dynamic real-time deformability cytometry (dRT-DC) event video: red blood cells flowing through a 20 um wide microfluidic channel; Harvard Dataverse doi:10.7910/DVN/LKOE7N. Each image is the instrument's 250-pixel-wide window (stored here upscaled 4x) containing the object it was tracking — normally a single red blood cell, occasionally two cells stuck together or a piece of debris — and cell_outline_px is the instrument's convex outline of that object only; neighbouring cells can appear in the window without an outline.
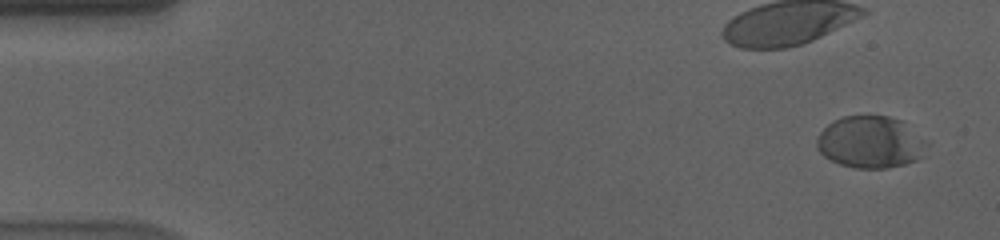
{"species": "human", "species_latin": "Homo sapiens", "temperature_condition": "cold", "stored_images_in_passage": 58, "camera_frame_rate_fps": 3000, "um_per_image_px": 0.085, "donor": {"sex": "male"}, "frame": {"image": 1, "passage_image": 3, "time_ms": 0.667, "image_size_px": [1000, 240], "cell_outline_px": [[928, 144], [924, 156], [920, 160], [888, 168], [856, 168], [840, 164], [824, 156], [816, 148], [816, 140], [820, 132], [832, 120], [844, 116], [888, 116], [900, 120], [928, 140]], "centroid_in_image_um": [74.02, 12.09], "position_along_channel_um": 11.0, "area_um2": 33.64}}
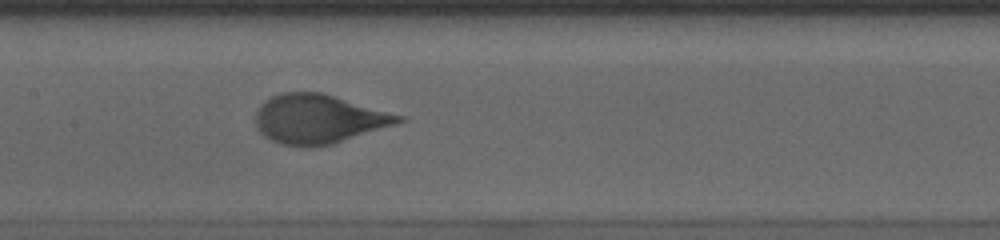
{"frame": {"image": 2, "passage_image": 29, "time_ms": 9.333, "image_size_px": [1000, 240], "cell_outline_px": [[408, 120], [396, 124], [332, 144], [308, 148], [300, 148], [280, 144], [264, 136], [260, 132], [256, 124], [256, 112], [260, 104], [272, 96], [280, 92], [320, 92], [404, 116]], "centroid_in_image_um": [27.06, 10.13], "position_along_channel_um": 180.3, "area_um2": 40.92}}
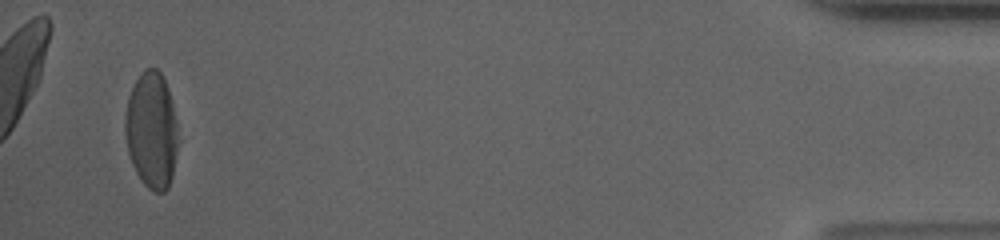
{"frame": {"image": 3, "passage_image": 56, "time_ms": 18.333, "image_size_px": [1000, 240], "cell_outline_px": [[180, 140], [172, 176], [168, 188], [164, 192], [156, 192], [148, 188], [144, 184], [136, 172], [132, 164], [128, 152], [124, 132], [124, 120], [128, 96], [140, 72], [144, 68], [156, 68], [160, 72], [168, 88], [176, 120]], "centroid_in_image_um": [12.89, 11.08], "position_along_channel_um": 422.3, "area_um2": 36.41}, "authors_computed_cell_mechanics": {"area_um2": 39.4196, "velocity_mm_per_s": 3.5633, "shape_relaxation_time_tau1_ms": 3.5966, "shape_relaxation_time_tau2_ms": null, "deformation_change_tau1": 0.1854, "deformation_change_tau2": null}}